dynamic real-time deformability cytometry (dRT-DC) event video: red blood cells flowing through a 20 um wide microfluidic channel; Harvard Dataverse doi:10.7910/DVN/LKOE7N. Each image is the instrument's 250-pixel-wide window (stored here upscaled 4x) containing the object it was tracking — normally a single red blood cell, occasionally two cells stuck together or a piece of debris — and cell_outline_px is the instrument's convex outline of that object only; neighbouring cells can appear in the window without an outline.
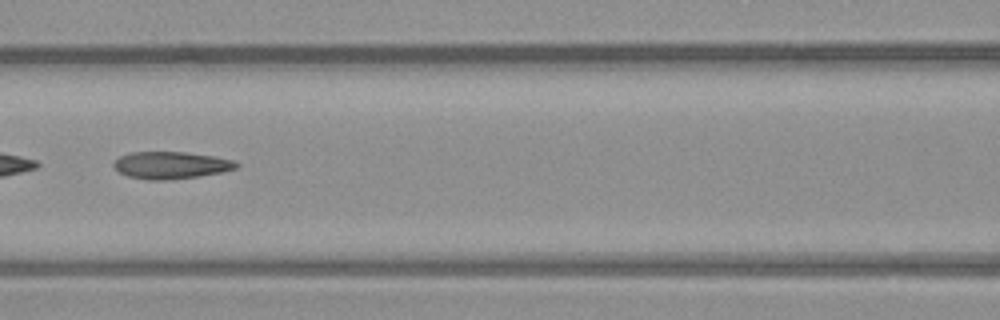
{"species": "common noctule bat (a hibernating species)", "species_latin": "Nyctalus noctula", "temperature_condition": "warm", "stored_images_in_passage": 54, "camera_frame_rate_fps": 3000, "um_per_image_px": 0.085, "animal": {"sex": "male", "body_mass_g": 23.1, "forearm_length_mm": 52.7}, "frame": {"image": 1, "passage_image": 24, "time_ms": 7.667, "image_size_px": [1000, 320], "cell_outline_px": [[240, 164], [236, 168], [224, 172], [200, 176], [164, 180], [148, 180], [128, 176], [120, 172], [112, 164], [120, 156], [128, 152], [184, 152], [216, 156], [236, 160]], "centroid_in_image_um": [14.58, 14.03], "position_along_channel_um": 152.0, "area_um2": 19.54}}
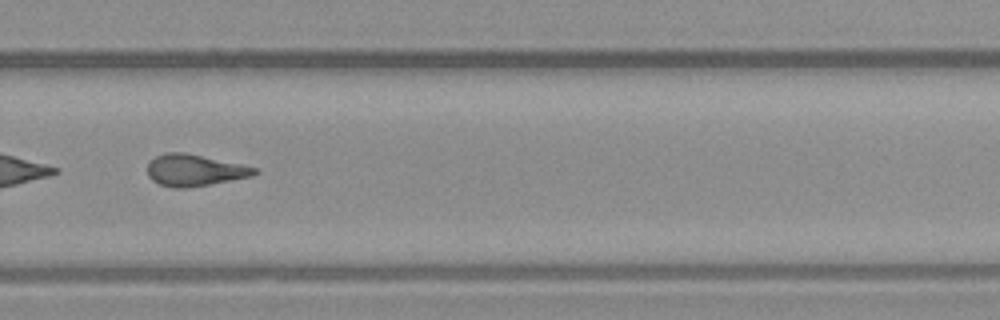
{"frame": {"image": 2, "passage_image": 37, "time_ms": 12.0, "image_size_px": [1000, 320], "cell_outline_px": [[260, 172], [252, 176], [208, 184], [184, 188], [172, 188], [160, 184], [152, 180], [148, 176], [148, 164], [156, 156], [164, 152], [184, 152], [240, 164], [256, 168]], "centroid_in_image_um": [16.51, 14.46], "position_along_channel_um": 313.3, "area_um2": 19.48}, "authors_computed_cell_mechanics": {"area_um2": 19.9988, "velocity_mm_per_s": 3.7305, "shape_relaxation_time_tau1_ms": null, "shape_relaxation_time_tau2_ms": 2.7056, "deformation_change_tau1": null, "deformation_change_tau2": 0.1266}}